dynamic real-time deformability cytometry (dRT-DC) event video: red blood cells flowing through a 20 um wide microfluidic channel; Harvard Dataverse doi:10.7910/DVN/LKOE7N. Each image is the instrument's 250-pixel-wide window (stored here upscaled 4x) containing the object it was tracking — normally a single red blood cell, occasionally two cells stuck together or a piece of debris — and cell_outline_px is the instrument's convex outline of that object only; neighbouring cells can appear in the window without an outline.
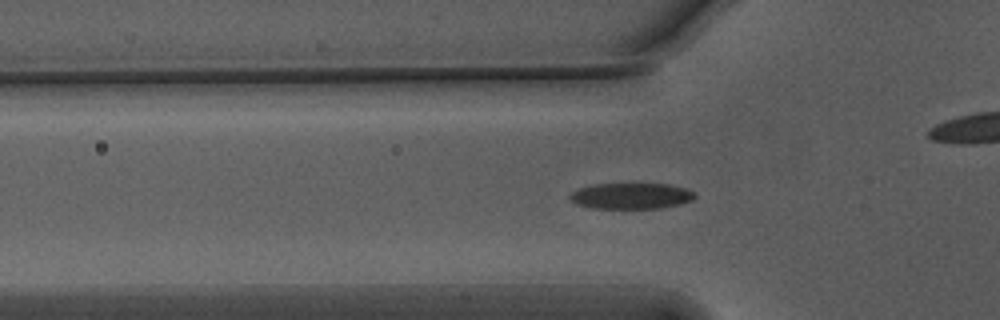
{"species": "Egyptian fruit bat (a non-hibernating species)", "species_latin": "Rousettus aegyptiacus", "temperature_condition": "warm", "stored_images_in_passage": 56, "camera_frame_rate_fps": 3000, "um_per_image_px": 0.085, "animal": {"sex": "male"}, "frame": {"image": 1, "passage_image": 18, "time_ms": 5.667, "image_size_px": [1000, 320], "cell_outline_px": [[696, 196], [692, 200], [680, 204], [660, 208], [588, 208], [576, 204], [568, 196], [572, 192], [580, 188], [592, 184], [668, 184], [684, 188], [696, 192]], "centroid_in_image_um": [53.64, 16.66], "position_along_channel_um": 72.2, "area_um2": 18.9}}
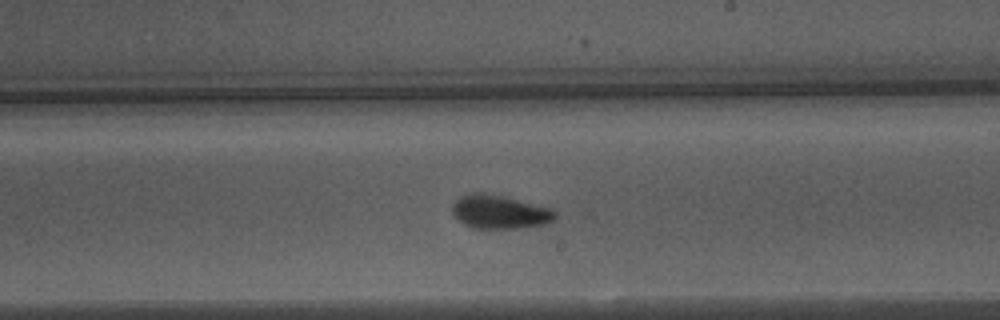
{"frame": {"image": 2, "passage_image": 32, "time_ms": 10.333, "image_size_px": [1000, 320], "cell_outline_px": [[556, 216], [552, 220], [544, 224], [516, 228], [472, 228], [464, 224], [452, 212], [452, 204], [460, 196], [472, 192], [480, 192], [504, 196], [552, 208], [556, 212]], "centroid_in_image_um": [42.46, 18.0], "position_along_channel_um": 246.5, "area_um2": 20.06}}
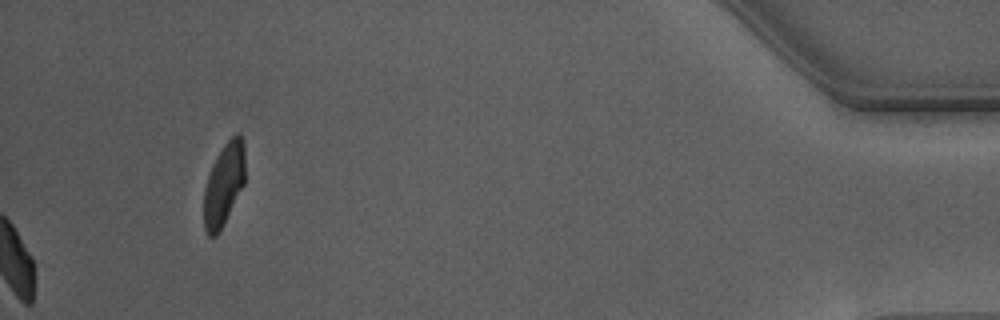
{"frame": {"image": 3, "passage_image": 56, "time_ms": 18.333, "image_size_px": [1000, 320], "cell_outline_px": [[244, 184], [220, 232], [216, 236], [208, 236], [204, 228], [204, 188], [212, 164], [216, 156], [224, 144], [236, 132], [240, 132], [244, 140]], "centroid_in_image_um": [19.03, 15.66], "position_along_channel_um": 416.2, "area_um2": 20.0}, "authors_computed_cell_mechanics": {"area_um2": 19.1896, "velocity_mm_per_s": 3.7393, "shape_relaxation_time_tau1_ms": 3.021, "shape_relaxation_time_tau2_ms": 1.8398, "deformation_change_tau1": 0.1488, "deformation_change_tau2": 0.0743}}